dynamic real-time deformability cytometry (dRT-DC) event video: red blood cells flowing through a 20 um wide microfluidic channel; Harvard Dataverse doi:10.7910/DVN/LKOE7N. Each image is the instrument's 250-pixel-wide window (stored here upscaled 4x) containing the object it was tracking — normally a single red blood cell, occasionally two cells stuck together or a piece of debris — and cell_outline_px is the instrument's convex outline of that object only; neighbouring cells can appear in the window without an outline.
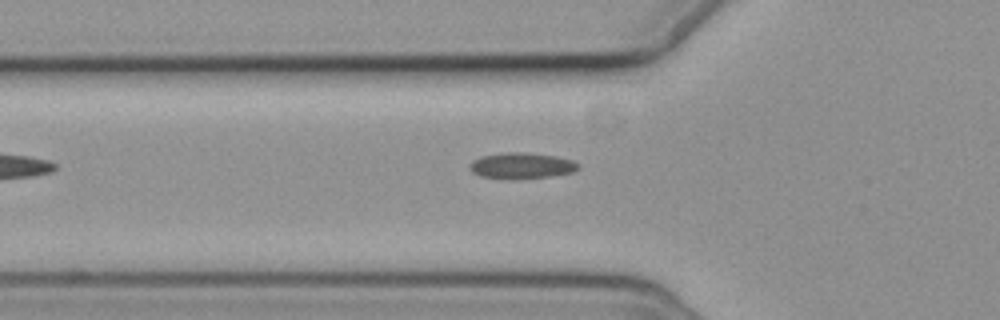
{"species": "common noctule bat (a hibernating species)", "species_latin": "Nyctalus noctula", "temperature_condition": "cold", "stored_images_in_passage": 3, "camera_frame_rate_fps": 3000, "um_per_image_px": 0.085, "animal": {"sex": "female", "body_mass_g": 19.3, "forearm_length_mm": 54.1}, "frame": {"image": 1, "passage_image": 2, "time_ms": 1.333, "image_size_px": [1000, 320], "cell_outline_px": [[580, 168], [572, 172], [548, 176], [480, 176], [472, 172], [468, 168], [468, 164], [472, 160], [480, 156], [504, 152], [524, 152], [556, 156], [572, 160], [580, 164]], "centroid_in_image_um": [44.32, 14.02], "position_along_channel_um": 81.5, "area_um2": 15.72}}
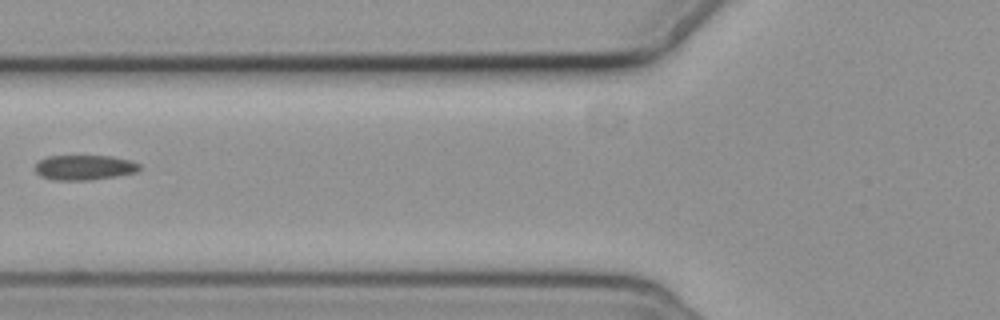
{"frame": {"image": 2, "passage_image": 3, "time_ms": 2.333, "image_size_px": [1000, 320], "cell_outline_px": [[140, 168], [136, 172], [116, 176], [92, 180], [52, 180], [40, 176], [36, 172], [36, 164], [40, 160], [48, 156], [112, 156], [132, 160], [140, 164]], "centroid_in_image_um": [7.19, 14.24], "position_along_channel_um": 118.6, "area_um2": 15.26}}